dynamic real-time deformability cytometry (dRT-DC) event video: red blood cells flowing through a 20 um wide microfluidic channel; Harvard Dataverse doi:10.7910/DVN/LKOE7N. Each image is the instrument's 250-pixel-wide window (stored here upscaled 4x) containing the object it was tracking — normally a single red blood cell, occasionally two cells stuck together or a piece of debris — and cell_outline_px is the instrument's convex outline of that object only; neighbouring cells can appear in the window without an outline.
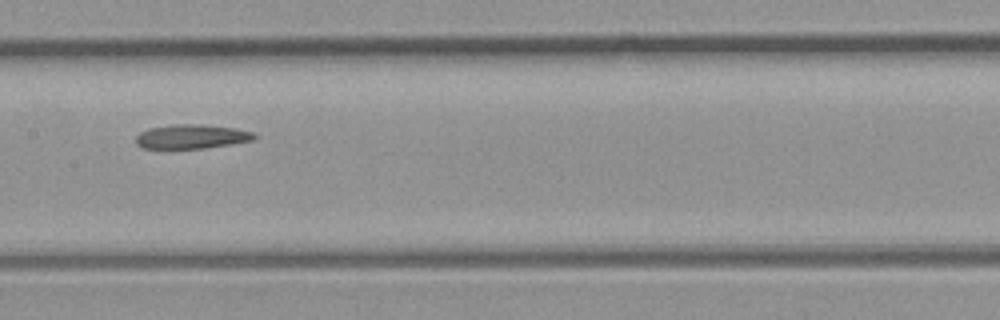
{"species": "common noctule bat (a hibernating species)", "species_latin": "Nyctalus noctula", "temperature_condition": "room temperature", "stored_images_in_passage": 14, "camera_frame_rate_fps": 3000, "um_per_image_px": 0.085, "animal": {"sex": "male", "body_mass_g": 23.1, "forearm_length_mm": 52.7}, "frame": {"image": 1, "passage_image": 8, "time_ms": 2.333, "image_size_px": [1000, 320], "cell_outline_px": [[256, 136], [252, 140], [232, 144], [204, 148], [140, 148], [136, 144], [136, 136], [140, 132], [148, 128], [176, 124], [200, 124], [232, 128], [252, 132]], "centroid_in_image_um": [16.23, 11.61], "position_along_channel_um": 191.2, "area_um2": 16.53}}
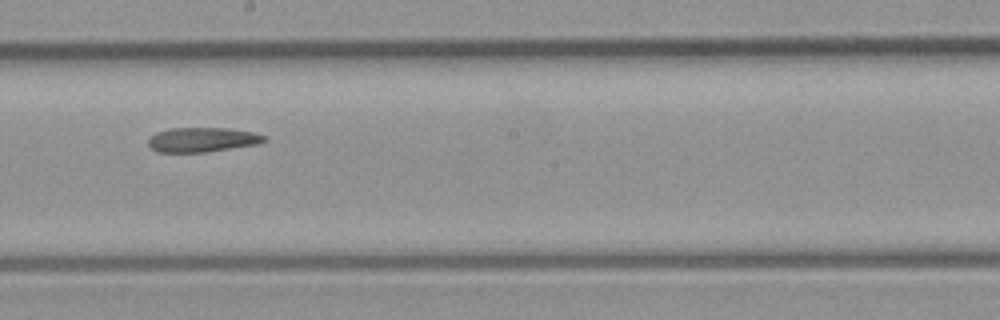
{"frame": {"image": 2, "passage_image": 10, "time_ms": 3.0, "image_size_px": [1000, 320], "cell_outline_px": [[268, 140], [256, 144], [204, 152], [156, 152], [148, 144], [148, 140], [156, 132], [168, 128], [228, 128], [252, 132], [264, 136]], "centroid_in_image_um": [17.16, 11.87], "position_along_channel_um": 231.0, "area_um2": 16.42}}
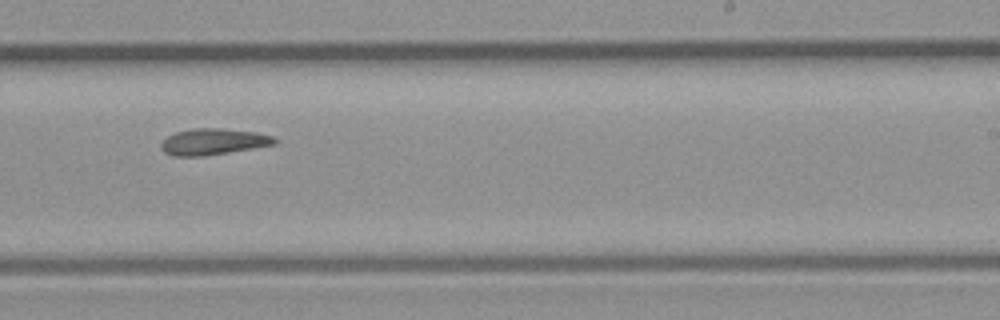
{"frame": {"image": 3, "passage_image": 12, "time_ms": 3.667, "image_size_px": [1000, 320], "cell_outline_px": [[276, 144], [204, 156], [172, 156], [164, 152], [160, 148], [160, 144], [168, 136], [176, 132], [192, 128], [220, 128], [256, 132], [272, 136], [276, 140]], "centroid_in_image_um": [18.09, 12.04], "position_along_channel_um": 270.9, "area_um2": 17.28}}